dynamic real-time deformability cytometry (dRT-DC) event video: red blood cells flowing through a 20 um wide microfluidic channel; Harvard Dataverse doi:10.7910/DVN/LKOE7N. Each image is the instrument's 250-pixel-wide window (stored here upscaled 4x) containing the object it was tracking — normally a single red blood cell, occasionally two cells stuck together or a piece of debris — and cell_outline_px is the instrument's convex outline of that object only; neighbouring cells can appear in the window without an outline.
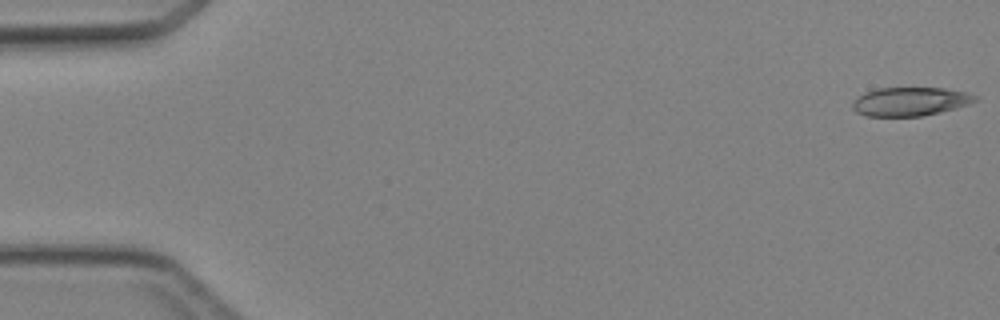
{"species": "Egyptian fruit bat (a non-hibernating species)", "species_latin": "Rousettus aegyptiacus", "temperature_condition": "cold", "stored_images_in_passage": 15, "camera_frame_rate_fps": 3000, "um_per_image_px": 0.085, "animal": {"sex": "female"}, "frame": {"image": 1, "passage_image": 1, "time_ms": 0.0, "image_size_px": [1000, 320], "cell_outline_px": [[976, 100], [968, 104], [956, 108], [940, 112], [920, 116], [864, 116], [856, 112], [852, 108], [852, 104], [864, 92], [876, 88], [944, 88], [968, 92], [976, 96]], "centroid_in_image_um": [77.35, 8.63], "position_along_channel_um": 7.6, "area_um2": 20.4}}
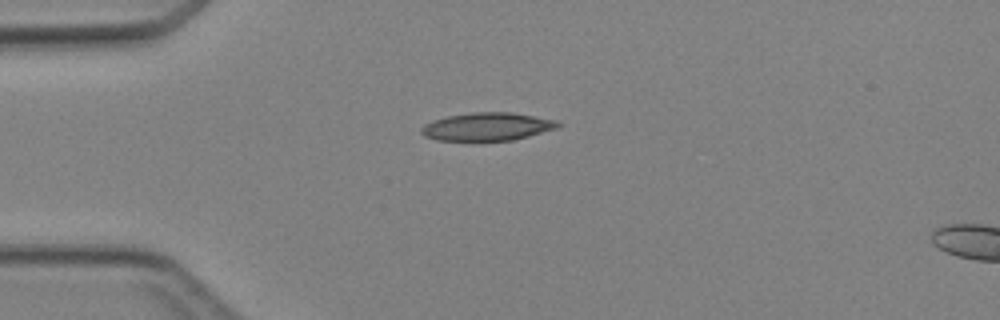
{"frame": {"image": 2, "passage_image": 12, "time_ms": 3.667, "image_size_px": [1000, 320], "cell_outline_px": [[560, 124], [556, 128], [528, 136], [512, 140], [436, 140], [424, 136], [420, 132], [420, 128], [424, 124], [432, 120], [448, 116], [472, 112], [512, 112], [556, 120]], "centroid_in_image_um": [41.36, 10.75], "position_along_channel_um": 43.6, "area_um2": 22.14}}